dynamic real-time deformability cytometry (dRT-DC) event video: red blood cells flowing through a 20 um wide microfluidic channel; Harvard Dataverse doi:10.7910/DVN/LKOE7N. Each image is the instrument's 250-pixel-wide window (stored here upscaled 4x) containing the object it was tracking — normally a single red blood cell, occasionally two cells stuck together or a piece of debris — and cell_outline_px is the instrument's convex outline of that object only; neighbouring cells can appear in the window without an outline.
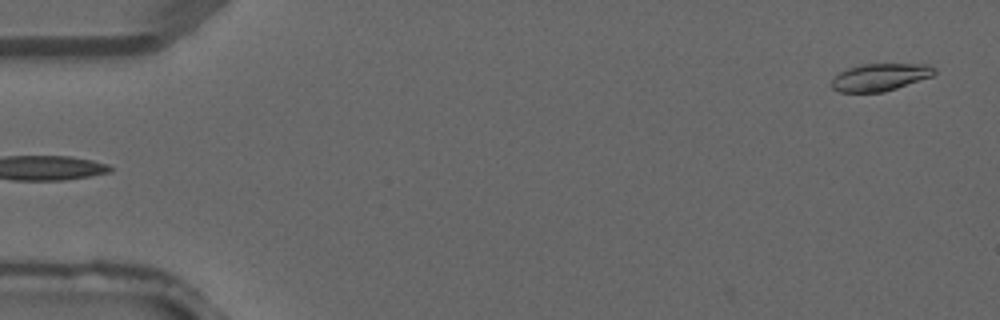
{"species": "common noctule bat (a hibernating species)", "species_latin": "Nyctalus noctula", "temperature_condition": "warm", "stored_images_in_passage": 3, "segment_of_instrument_passage": [2, 2], "camera_frame_rate_fps": 3000, "um_per_image_px": 0.085, "animal": {"sex": "male", "forearm_length_mm": 52.5}, "frame": {"image": 1, "passage_image": 3, "time_ms": 0.667, "image_size_px": [1000, 320], "cell_outline_px": [[936, 72], [932, 76], [884, 92], [840, 92], [832, 88], [832, 80], [840, 72], [848, 68], [864, 64], [928, 64], [936, 68]], "centroid_in_image_um": [74.83, 6.55], "position_along_channel_um": 10.2, "area_um2": 16.24}}